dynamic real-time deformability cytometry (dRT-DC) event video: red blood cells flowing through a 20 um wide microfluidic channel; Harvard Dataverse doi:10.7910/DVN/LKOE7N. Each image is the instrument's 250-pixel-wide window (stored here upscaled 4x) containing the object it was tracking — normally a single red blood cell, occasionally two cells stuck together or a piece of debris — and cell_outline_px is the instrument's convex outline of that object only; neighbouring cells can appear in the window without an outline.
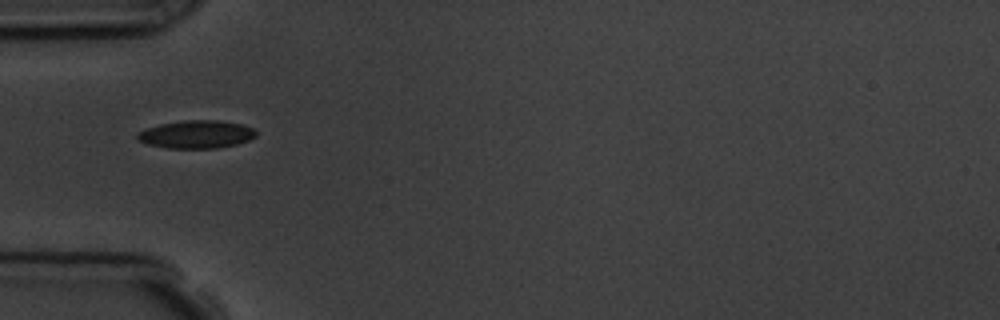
{"species": "common noctule bat (a hibernating species)", "species_latin": "Nyctalus noctula", "temperature_condition": "room temperature", "stored_images_in_passage": 2, "camera_frame_rate_fps": 3000, "um_per_image_px": 0.085, "animal": {"sex": "male", "body_mass_g": 19.5, "forearm_length_mm": 54.6}, "frame": {"image": 1, "passage_image": 2, "time_ms": 1.333, "image_size_px": [1000, 320], "cell_outline_px": [[256, 136], [248, 140], [236, 144], [216, 148], [168, 148], [148, 144], [136, 140], [136, 132], [160, 124], [184, 120], [220, 120], [240, 124], [252, 128], [256, 132]], "centroid_in_image_um": [16.66, 11.42], "position_along_channel_um": 68.3, "area_um2": 19.25}}